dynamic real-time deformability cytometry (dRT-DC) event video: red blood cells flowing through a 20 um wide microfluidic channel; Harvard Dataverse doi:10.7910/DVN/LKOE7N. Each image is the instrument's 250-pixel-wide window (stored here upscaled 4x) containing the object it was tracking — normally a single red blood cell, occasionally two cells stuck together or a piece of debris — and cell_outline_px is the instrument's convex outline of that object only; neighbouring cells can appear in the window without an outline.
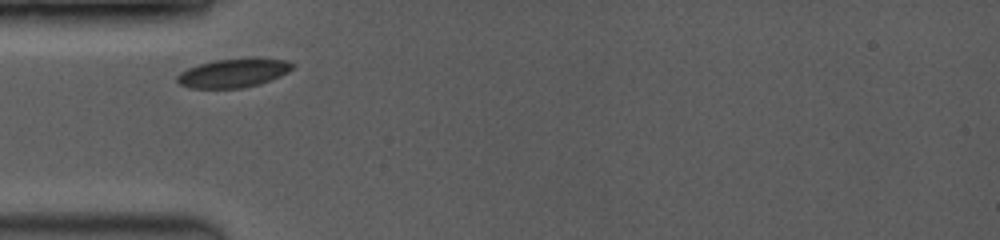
{"species": "common noctule bat (a hibernating species)", "species_latin": "Nyctalus noctula", "temperature_condition": "room temperature", "stored_images_in_passage": 2, "camera_frame_rate_fps": 3500, "um_per_image_px": 0.085, "animal": {"sex": "female", "body_mass_g": 19.0, "forearm_length_mm": 53.3}, "frame": {"image": 1, "passage_image": 1, "time_ms": 0.0, "image_size_px": [1000, 240], "cell_outline_px": [[296, 64], [288, 72], [280, 76], [260, 84], [244, 88], [188, 88], [180, 84], [176, 80], [176, 76], [180, 72], [188, 68], [200, 64], [216, 60], [256, 56], [288, 60]], "centroid_in_image_um": [19.89, 6.18], "position_along_channel_um": 65.1, "area_um2": 19.83}}
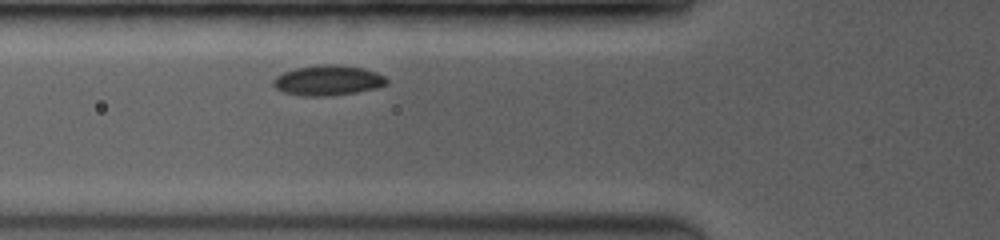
{"frame": {"image": 2, "passage_image": 2, "time_ms": 0.857, "image_size_px": [1000, 240], "cell_outline_px": [[388, 84], [376, 88], [356, 92], [328, 96], [304, 96], [284, 92], [276, 88], [272, 84], [272, 80], [276, 76], [284, 72], [296, 68], [324, 64], [336, 64], [364, 68], [376, 72], [384, 76], [388, 80]], "centroid_in_image_um": [27.88, 6.83], "position_along_channel_um": 97.9, "area_um2": 19.94}}